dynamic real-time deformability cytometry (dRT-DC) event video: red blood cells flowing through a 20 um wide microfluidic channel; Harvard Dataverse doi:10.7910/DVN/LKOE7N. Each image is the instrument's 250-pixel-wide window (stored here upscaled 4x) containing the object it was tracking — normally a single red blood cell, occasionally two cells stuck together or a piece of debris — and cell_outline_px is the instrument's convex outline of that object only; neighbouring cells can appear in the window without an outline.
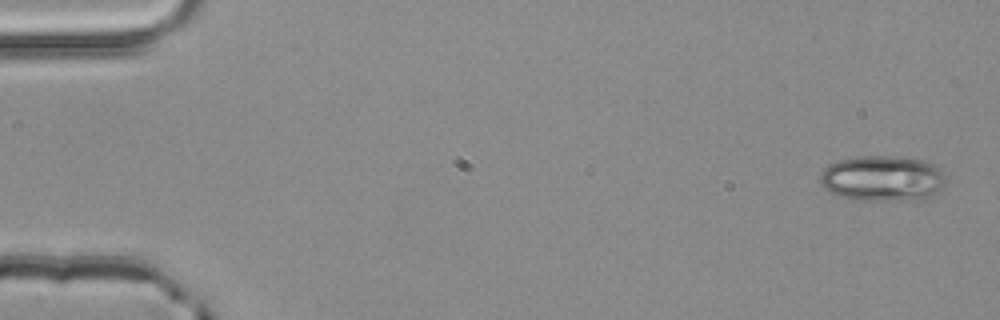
{"species": "common noctule bat (a hibernating species)", "species_latin": "Nyctalus noctula", "temperature_condition": "room temperature", "stored_images_in_passage": 5, "camera_frame_rate_fps": 3000, "um_per_image_px": 0.085, "animal": {"sex": "male", "body_mass_g": 20.4}, "frame": {"image": 1, "passage_image": 1, "time_ms": 0.0, "image_size_px": [1000, 320], "cell_outline_px": [[948, 176], [944, 184], [936, 192], [924, 200], [852, 200], [840, 196], [824, 188], [820, 180], [820, 172], [828, 164], [840, 160], [856, 156], [892, 156], [924, 160], [940, 168]], "centroid_in_image_um": [75.03, 15.16], "position_along_channel_um": 10.0, "area_um2": 33.76}}